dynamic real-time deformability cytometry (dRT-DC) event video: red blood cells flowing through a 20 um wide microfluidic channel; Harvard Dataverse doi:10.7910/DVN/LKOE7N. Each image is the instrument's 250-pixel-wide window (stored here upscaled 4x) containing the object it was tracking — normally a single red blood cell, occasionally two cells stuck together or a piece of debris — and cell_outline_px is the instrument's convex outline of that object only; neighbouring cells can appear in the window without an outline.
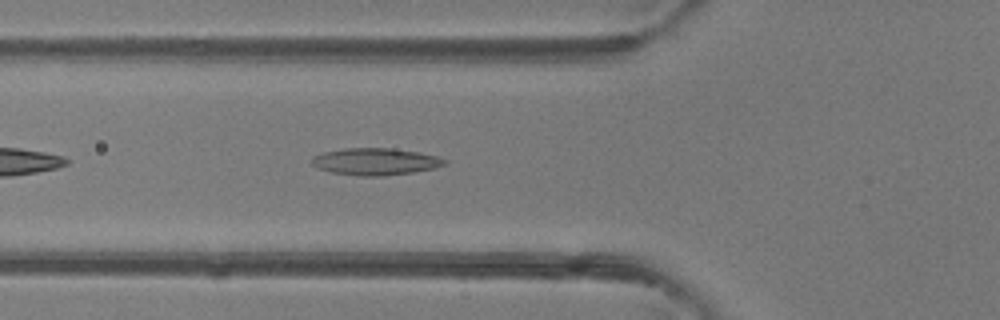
{"species": "common noctule bat (a hibernating species)", "species_latin": "Nyctalus noctula", "temperature_condition": "room temperature", "stored_images_in_passage": 29, "camera_frame_rate_fps": 3000, "um_per_image_px": 0.085, "animal": {"sex": "female"}, "frame": {"image": 1, "passage_image": 5, "time_ms": 1.333, "image_size_px": [1000, 320], "cell_outline_px": [[448, 164], [432, 168], [412, 172], [384, 176], [360, 176], [332, 172], [316, 168], [312, 164], [312, 156], [324, 152], [344, 148], [392, 148], [420, 152], [436, 156], [448, 160]], "centroid_in_image_um": [31.91, 13.73], "position_along_channel_um": 93.9, "area_um2": 20.92}}
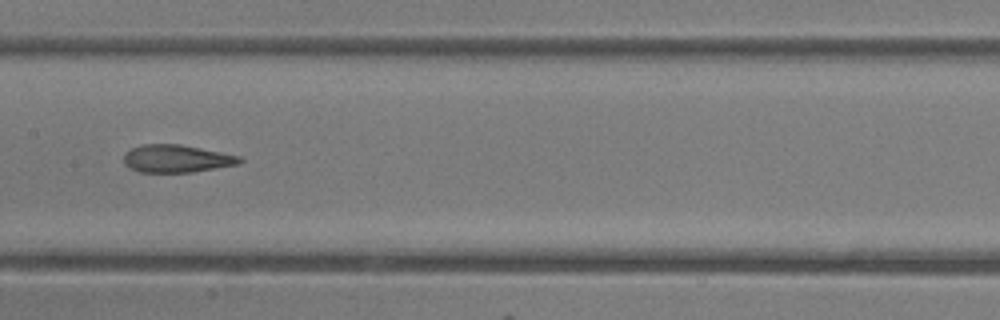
{"frame": {"image": 2, "passage_image": 12, "time_ms": 3.667, "image_size_px": [1000, 320], "cell_outline_px": [[244, 160], [236, 164], [192, 172], [140, 172], [128, 168], [124, 164], [124, 152], [140, 144], [180, 144], [240, 156]], "centroid_in_image_um": [14.94, 13.48], "position_along_channel_um": 192.5, "area_um2": 18.61}}
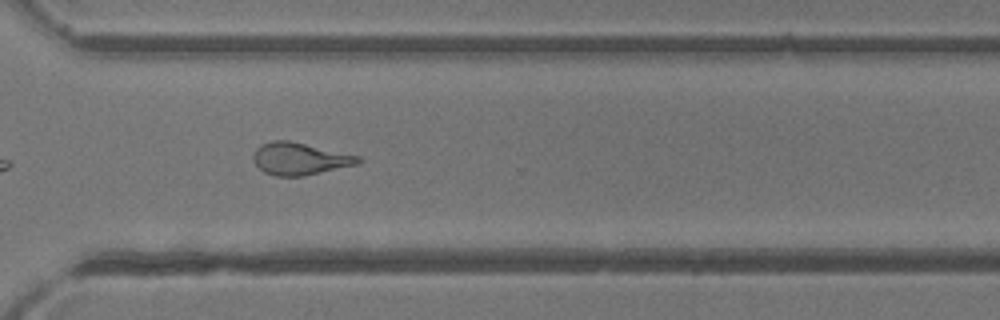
{"frame": {"image": 3, "passage_image": 23, "time_ms": 7.333, "image_size_px": [1000, 320], "cell_outline_px": [[364, 160], [356, 164], [304, 176], [276, 176], [264, 172], [252, 160], [252, 156], [256, 148], [260, 144], [272, 140], [288, 140], [360, 156]], "centroid_in_image_um": [25.45, 13.49], "position_along_channel_um": 345.2, "area_um2": 19.65}, "authors_computed_cell_mechanics": {"area_um2": 19.1318, "velocity_mm_per_s": 4.1842, "shape_relaxation_time_tau1_ms": null, "shape_relaxation_time_tau2_ms": 2.1004, "deformation_change_tau1": null, "deformation_change_tau2": 0.1131}}